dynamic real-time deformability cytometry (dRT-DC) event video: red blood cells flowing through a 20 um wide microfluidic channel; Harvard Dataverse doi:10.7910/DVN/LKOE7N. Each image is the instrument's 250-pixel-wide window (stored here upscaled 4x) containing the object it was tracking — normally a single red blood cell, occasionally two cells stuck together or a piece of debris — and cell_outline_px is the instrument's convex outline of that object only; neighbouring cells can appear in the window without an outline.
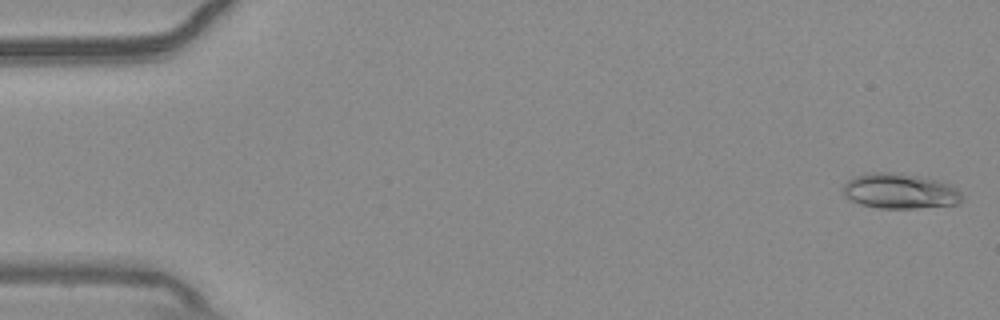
{"species": "common noctule bat (a hibernating species)", "species_latin": "Nyctalus noctula", "temperature_condition": "warm", "stored_images_in_passage": 55, "camera_frame_rate_fps": 3000, "um_per_image_px": 0.085, "animal": {"sex": "male", "body_mass_g": 20.4}, "frame": {"image": 1, "passage_image": 2, "time_ms": 0.333, "image_size_px": [1000, 320], "cell_outline_px": [[964, 200], [956, 204], [912, 208], [880, 208], [860, 204], [844, 196], [844, 184], [852, 176], [864, 172], [896, 172], [920, 176], [940, 180], [952, 184], [960, 192]], "centroid_in_image_um": [76.49, 16.22], "position_along_channel_um": 8.5, "area_um2": 24.68}}
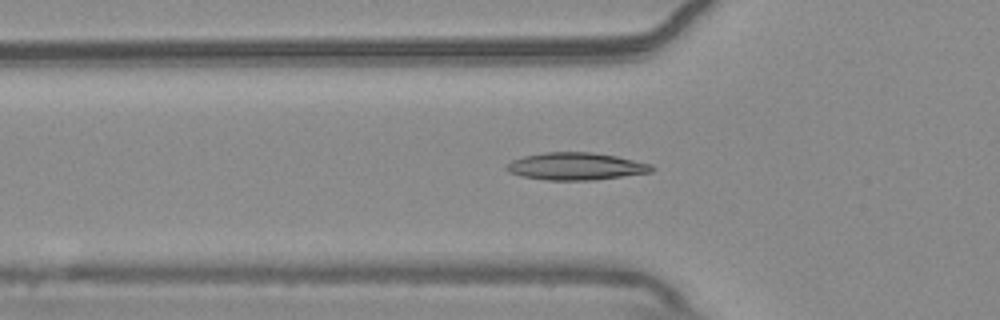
{"frame": {"image": 2, "passage_image": 19, "time_ms": 6.0, "image_size_px": [1000, 320], "cell_outline_px": [[656, 168], [652, 172], [592, 180], [548, 180], [524, 176], [508, 172], [504, 168], [504, 164], [512, 160], [524, 156], [544, 152], [592, 152], [616, 156], [648, 164]], "centroid_in_image_um": [48.9, 14.13], "position_along_channel_um": 76.9, "area_um2": 23.0}}
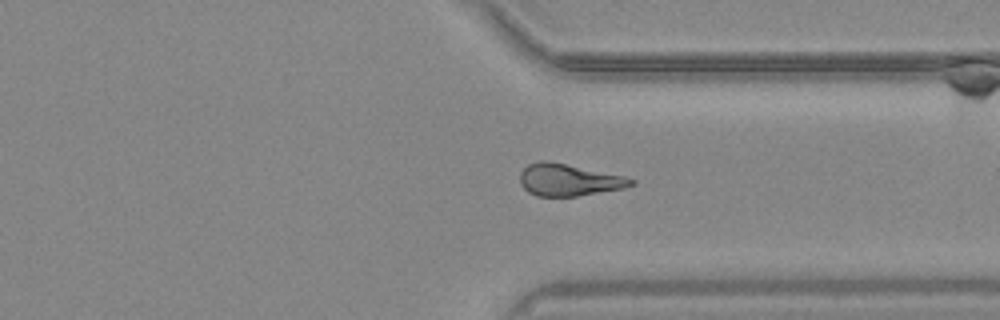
{"frame": {"image": 3, "passage_image": 42, "time_ms": 13.667, "image_size_px": [1000, 320], "cell_outline_px": [[636, 184], [624, 188], [576, 196], [536, 196], [528, 192], [520, 184], [520, 172], [528, 164], [540, 160], [548, 160], [624, 176], [636, 180]], "centroid_in_image_um": [48.33, 15.29], "position_along_channel_um": 363.1, "area_um2": 20.75}, "authors_computed_cell_mechanics": {"area_um2": 20.9814, "velocity_mm_per_s": 3.7158, "shape_relaxation_time_tau1_ms": null, "shape_relaxation_time_tau2_ms": 9.6229, "deformation_change_tau1": null, "deformation_change_tau2": 0.2059}}